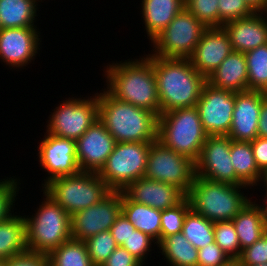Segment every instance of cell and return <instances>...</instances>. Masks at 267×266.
<instances>
[{"mask_svg":"<svg viewBox=\"0 0 267 266\" xmlns=\"http://www.w3.org/2000/svg\"><path fill=\"white\" fill-rule=\"evenodd\" d=\"M104 73L105 90L119 101L147 109L159 117L160 102L157 92L152 54L142 58L107 64Z\"/></svg>","mask_w":267,"mask_h":266,"instance_id":"6da1fadb","label":"cell"},{"mask_svg":"<svg viewBox=\"0 0 267 266\" xmlns=\"http://www.w3.org/2000/svg\"><path fill=\"white\" fill-rule=\"evenodd\" d=\"M152 64L160 102V114L198 103L207 78L190 59L163 58L152 55Z\"/></svg>","mask_w":267,"mask_h":266,"instance_id":"7a4b0ae2","label":"cell"},{"mask_svg":"<svg viewBox=\"0 0 267 266\" xmlns=\"http://www.w3.org/2000/svg\"><path fill=\"white\" fill-rule=\"evenodd\" d=\"M102 91L97 92L99 120L116 142L157 140V115L147 109L117 100L105 88Z\"/></svg>","mask_w":267,"mask_h":266,"instance_id":"3957f363","label":"cell"},{"mask_svg":"<svg viewBox=\"0 0 267 266\" xmlns=\"http://www.w3.org/2000/svg\"><path fill=\"white\" fill-rule=\"evenodd\" d=\"M247 188L251 190L247 185L213 182L195 176L187 197L191 208L211 222L229 221L252 199L241 192Z\"/></svg>","mask_w":267,"mask_h":266,"instance_id":"277c9868","label":"cell"},{"mask_svg":"<svg viewBox=\"0 0 267 266\" xmlns=\"http://www.w3.org/2000/svg\"><path fill=\"white\" fill-rule=\"evenodd\" d=\"M44 199L35 214L24 215L27 249L48 254L71 237V216L43 189ZM27 216V217H26Z\"/></svg>","mask_w":267,"mask_h":266,"instance_id":"5b68a950","label":"cell"},{"mask_svg":"<svg viewBox=\"0 0 267 266\" xmlns=\"http://www.w3.org/2000/svg\"><path fill=\"white\" fill-rule=\"evenodd\" d=\"M207 136L196 106L173 109L158 117L157 140L194 162Z\"/></svg>","mask_w":267,"mask_h":266,"instance_id":"8992f818","label":"cell"},{"mask_svg":"<svg viewBox=\"0 0 267 266\" xmlns=\"http://www.w3.org/2000/svg\"><path fill=\"white\" fill-rule=\"evenodd\" d=\"M42 189L70 216L99 203L111 192L98 173L87 171L56 178Z\"/></svg>","mask_w":267,"mask_h":266,"instance_id":"52a82bcc","label":"cell"},{"mask_svg":"<svg viewBox=\"0 0 267 266\" xmlns=\"http://www.w3.org/2000/svg\"><path fill=\"white\" fill-rule=\"evenodd\" d=\"M151 142H116L113 152L98 172L111 191H122L144 177Z\"/></svg>","mask_w":267,"mask_h":266,"instance_id":"ba28073f","label":"cell"},{"mask_svg":"<svg viewBox=\"0 0 267 266\" xmlns=\"http://www.w3.org/2000/svg\"><path fill=\"white\" fill-rule=\"evenodd\" d=\"M207 27L185 7L152 41V55L189 59Z\"/></svg>","mask_w":267,"mask_h":266,"instance_id":"9c48e42d","label":"cell"},{"mask_svg":"<svg viewBox=\"0 0 267 266\" xmlns=\"http://www.w3.org/2000/svg\"><path fill=\"white\" fill-rule=\"evenodd\" d=\"M195 176L194 161L158 140L151 142L144 177L173 185L187 196Z\"/></svg>","mask_w":267,"mask_h":266,"instance_id":"30bf717a","label":"cell"},{"mask_svg":"<svg viewBox=\"0 0 267 266\" xmlns=\"http://www.w3.org/2000/svg\"><path fill=\"white\" fill-rule=\"evenodd\" d=\"M49 115L46 132L77 141L99 119L97 93L90 98H68L60 101Z\"/></svg>","mask_w":267,"mask_h":266,"instance_id":"8fae6325","label":"cell"},{"mask_svg":"<svg viewBox=\"0 0 267 266\" xmlns=\"http://www.w3.org/2000/svg\"><path fill=\"white\" fill-rule=\"evenodd\" d=\"M230 158V138L227 135H208L195 162V174L213 182L245 185L236 176Z\"/></svg>","mask_w":267,"mask_h":266,"instance_id":"7c38bea8","label":"cell"},{"mask_svg":"<svg viewBox=\"0 0 267 266\" xmlns=\"http://www.w3.org/2000/svg\"><path fill=\"white\" fill-rule=\"evenodd\" d=\"M122 191H111L99 203L71 215V237L78 241L110 230L121 213Z\"/></svg>","mask_w":267,"mask_h":266,"instance_id":"4fadbf2b","label":"cell"},{"mask_svg":"<svg viewBox=\"0 0 267 266\" xmlns=\"http://www.w3.org/2000/svg\"><path fill=\"white\" fill-rule=\"evenodd\" d=\"M39 162L48 176L44 179V188L50 181L71 176L81 171L76 158V141L45 133L37 146Z\"/></svg>","mask_w":267,"mask_h":266,"instance_id":"5bb4252c","label":"cell"},{"mask_svg":"<svg viewBox=\"0 0 267 266\" xmlns=\"http://www.w3.org/2000/svg\"><path fill=\"white\" fill-rule=\"evenodd\" d=\"M235 92L206 83L196 104L202 126L208 135H227L232 124Z\"/></svg>","mask_w":267,"mask_h":266,"instance_id":"9a60e30c","label":"cell"},{"mask_svg":"<svg viewBox=\"0 0 267 266\" xmlns=\"http://www.w3.org/2000/svg\"><path fill=\"white\" fill-rule=\"evenodd\" d=\"M40 36L37 27L0 28V60L10 69H24L40 50Z\"/></svg>","mask_w":267,"mask_h":266,"instance_id":"2e32d148","label":"cell"},{"mask_svg":"<svg viewBox=\"0 0 267 266\" xmlns=\"http://www.w3.org/2000/svg\"><path fill=\"white\" fill-rule=\"evenodd\" d=\"M115 139L98 119L76 141V158L81 171L98 173L113 152Z\"/></svg>","mask_w":267,"mask_h":266,"instance_id":"e0dca14e","label":"cell"},{"mask_svg":"<svg viewBox=\"0 0 267 266\" xmlns=\"http://www.w3.org/2000/svg\"><path fill=\"white\" fill-rule=\"evenodd\" d=\"M262 91L235 93V106L228 137L233 141L252 142L258 137V121L263 100Z\"/></svg>","mask_w":267,"mask_h":266,"instance_id":"ac0fdd59","label":"cell"},{"mask_svg":"<svg viewBox=\"0 0 267 266\" xmlns=\"http://www.w3.org/2000/svg\"><path fill=\"white\" fill-rule=\"evenodd\" d=\"M233 51L228 33L222 27H207L192 56V66L208 78Z\"/></svg>","mask_w":267,"mask_h":266,"instance_id":"d6986e66","label":"cell"},{"mask_svg":"<svg viewBox=\"0 0 267 266\" xmlns=\"http://www.w3.org/2000/svg\"><path fill=\"white\" fill-rule=\"evenodd\" d=\"M122 192L131 201L159 210L171 208L185 197L175 186L146 177L131 182Z\"/></svg>","mask_w":267,"mask_h":266,"instance_id":"ffe728a7","label":"cell"},{"mask_svg":"<svg viewBox=\"0 0 267 266\" xmlns=\"http://www.w3.org/2000/svg\"><path fill=\"white\" fill-rule=\"evenodd\" d=\"M229 35L233 51L245 53L267 44V23L260 12L223 25Z\"/></svg>","mask_w":267,"mask_h":266,"instance_id":"44dd1931","label":"cell"},{"mask_svg":"<svg viewBox=\"0 0 267 266\" xmlns=\"http://www.w3.org/2000/svg\"><path fill=\"white\" fill-rule=\"evenodd\" d=\"M207 83L232 92L248 91V70L244 53L232 51L207 78Z\"/></svg>","mask_w":267,"mask_h":266,"instance_id":"7402d4cb","label":"cell"},{"mask_svg":"<svg viewBox=\"0 0 267 266\" xmlns=\"http://www.w3.org/2000/svg\"><path fill=\"white\" fill-rule=\"evenodd\" d=\"M252 199L232 219L242 250L252 246L267 232V212L265 205L256 204Z\"/></svg>","mask_w":267,"mask_h":266,"instance_id":"603a6c76","label":"cell"},{"mask_svg":"<svg viewBox=\"0 0 267 266\" xmlns=\"http://www.w3.org/2000/svg\"><path fill=\"white\" fill-rule=\"evenodd\" d=\"M141 14L149 41L153 40L185 7V0H142Z\"/></svg>","mask_w":267,"mask_h":266,"instance_id":"cb8c5ba5","label":"cell"},{"mask_svg":"<svg viewBox=\"0 0 267 266\" xmlns=\"http://www.w3.org/2000/svg\"><path fill=\"white\" fill-rule=\"evenodd\" d=\"M121 212L134 225L136 230L148 234L157 244L160 242L161 210L131 201L122 192Z\"/></svg>","mask_w":267,"mask_h":266,"instance_id":"d4e9b609","label":"cell"},{"mask_svg":"<svg viewBox=\"0 0 267 266\" xmlns=\"http://www.w3.org/2000/svg\"><path fill=\"white\" fill-rule=\"evenodd\" d=\"M24 216L11 215L0 222V260H7L27 252Z\"/></svg>","mask_w":267,"mask_h":266,"instance_id":"484cf974","label":"cell"},{"mask_svg":"<svg viewBox=\"0 0 267 266\" xmlns=\"http://www.w3.org/2000/svg\"><path fill=\"white\" fill-rule=\"evenodd\" d=\"M38 0H0V28L36 27Z\"/></svg>","mask_w":267,"mask_h":266,"instance_id":"4316f807","label":"cell"},{"mask_svg":"<svg viewBox=\"0 0 267 266\" xmlns=\"http://www.w3.org/2000/svg\"><path fill=\"white\" fill-rule=\"evenodd\" d=\"M230 156L236 176L250 188L257 187L262 173L256 166L251 142L230 139Z\"/></svg>","mask_w":267,"mask_h":266,"instance_id":"83f0119b","label":"cell"},{"mask_svg":"<svg viewBox=\"0 0 267 266\" xmlns=\"http://www.w3.org/2000/svg\"><path fill=\"white\" fill-rule=\"evenodd\" d=\"M157 248L170 266H197L198 249L182 233L165 237L157 244Z\"/></svg>","mask_w":267,"mask_h":266,"instance_id":"f1b7e54d","label":"cell"},{"mask_svg":"<svg viewBox=\"0 0 267 266\" xmlns=\"http://www.w3.org/2000/svg\"><path fill=\"white\" fill-rule=\"evenodd\" d=\"M48 266H94L84 241L70 239L47 254Z\"/></svg>","mask_w":267,"mask_h":266,"instance_id":"f546056e","label":"cell"},{"mask_svg":"<svg viewBox=\"0 0 267 266\" xmlns=\"http://www.w3.org/2000/svg\"><path fill=\"white\" fill-rule=\"evenodd\" d=\"M181 233L197 249L215 242L214 223L192 208L185 216Z\"/></svg>","mask_w":267,"mask_h":266,"instance_id":"4dcf8cb0","label":"cell"},{"mask_svg":"<svg viewBox=\"0 0 267 266\" xmlns=\"http://www.w3.org/2000/svg\"><path fill=\"white\" fill-rule=\"evenodd\" d=\"M244 54L248 70V90L263 91L267 87V44Z\"/></svg>","mask_w":267,"mask_h":266,"instance_id":"1f68e13d","label":"cell"},{"mask_svg":"<svg viewBox=\"0 0 267 266\" xmlns=\"http://www.w3.org/2000/svg\"><path fill=\"white\" fill-rule=\"evenodd\" d=\"M191 209V203L185 196L178 204L161 210L160 241L165 237L182 232L185 216Z\"/></svg>","mask_w":267,"mask_h":266,"instance_id":"d6a6232c","label":"cell"},{"mask_svg":"<svg viewBox=\"0 0 267 266\" xmlns=\"http://www.w3.org/2000/svg\"><path fill=\"white\" fill-rule=\"evenodd\" d=\"M215 243L235 262L241 255L239 238L232 220L214 222Z\"/></svg>","mask_w":267,"mask_h":266,"instance_id":"836d02e7","label":"cell"},{"mask_svg":"<svg viewBox=\"0 0 267 266\" xmlns=\"http://www.w3.org/2000/svg\"><path fill=\"white\" fill-rule=\"evenodd\" d=\"M94 266H102L118 247L109 230L102 231L84 241Z\"/></svg>","mask_w":267,"mask_h":266,"instance_id":"e575fe53","label":"cell"},{"mask_svg":"<svg viewBox=\"0 0 267 266\" xmlns=\"http://www.w3.org/2000/svg\"><path fill=\"white\" fill-rule=\"evenodd\" d=\"M185 8L206 27H219L218 0H185Z\"/></svg>","mask_w":267,"mask_h":266,"instance_id":"d590c367","label":"cell"},{"mask_svg":"<svg viewBox=\"0 0 267 266\" xmlns=\"http://www.w3.org/2000/svg\"><path fill=\"white\" fill-rule=\"evenodd\" d=\"M219 27L232 20L246 18L256 11L246 0H218Z\"/></svg>","mask_w":267,"mask_h":266,"instance_id":"8d00e7d4","label":"cell"},{"mask_svg":"<svg viewBox=\"0 0 267 266\" xmlns=\"http://www.w3.org/2000/svg\"><path fill=\"white\" fill-rule=\"evenodd\" d=\"M12 177L0 180V222L13 215V207H15V201L18 199L16 196L19 194L20 179L15 178V176Z\"/></svg>","mask_w":267,"mask_h":266,"instance_id":"74e56055","label":"cell"},{"mask_svg":"<svg viewBox=\"0 0 267 266\" xmlns=\"http://www.w3.org/2000/svg\"><path fill=\"white\" fill-rule=\"evenodd\" d=\"M152 243H154V246L157 245V242L148 234L135 230L121 247L145 265V259L149 256L148 253L153 251V249L151 250Z\"/></svg>","mask_w":267,"mask_h":266,"instance_id":"f35d334b","label":"cell"},{"mask_svg":"<svg viewBox=\"0 0 267 266\" xmlns=\"http://www.w3.org/2000/svg\"><path fill=\"white\" fill-rule=\"evenodd\" d=\"M235 263L237 266H255L267 263V232L252 246L242 250Z\"/></svg>","mask_w":267,"mask_h":266,"instance_id":"ab89813d","label":"cell"},{"mask_svg":"<svg viewBox=\"0 0 267 266\" xmlns=\"http://www.w3.org/2000/svg\"><path fill=\"white\" fill-rule=\"evenodd\" d=\"M233 263L215 242L198 249L197 266H230Z\"/></svg>","mask_w":267,"mask_h":266,"instance_id":"60d3db41","label":"cell"},{"mask_svg":"<svg viewBox=\"0 0 267 266\" xmlns=\"http://www.w3.org/2000/svg\"><path fill=\"white\" fill-rule=\"evenodd\" d=\"M6 266H48L47 254L27 251L5 260Z\"/></svg>","mask_w":267,"mask_h":266,"instance_id":"b9f144b4","label":"cell"},{"mask_svg":"<svg viewBox=\"0 0 267 266\" xmlns=\"http://www.w3.org/2000/svg\"><path fill=\"white\" fill-rule=\"evenodd\" d=\"M135 230L136 228L134 225L121 212L117 216L115 223L111 226L109 231L111 232V235L115 239L117 245L121 247Z\"/></svg>","mask_w":267,"mask_h":266,"instance_id":"7bdbcfd3","label":"cell"},{"mask_svg":"<svg viewBox=\"0 0 267 266\" xmlns=\"http://www.w3.org/2000/svg\"><path fill=\"white\" fill-rule=\"evenodd\" d=\"M102 266H143L126 249L118 246Z\"/></svg>","mask_w":267,"mask_h":266,"instance_id":"ee69618b","label":"cell"},{"mask_svg":"<svg viewBox=\"0 0 267 266\" xmlns=\"http://www.w3.org/2000/svg\"><path fill=\"white\" fill-rule=\"evenodd\" d=\"M251 147L256 166L262 173L267 169V138L256 137L251 142Z\"/></svg>","mask_w":267,"mask_h":266,"instance_id":"f6af8a7d","label":"cell"},{"mask_svg":"<svg viewBox=\"0 0 267 266\" xmlns=\"http://www.w3.org/2000/svg\"><path fill=\"white\" fill-rule=\"evenodd\" d=\"M258 137L267 138V97L263 100L258 121Z\"/></svg>","mask_w":267,"mask_h":266,"instance_id":"bcb514c9","label":"cell"},{"mask_svg":"<svg viewBox=\"0 0 267 266\" xmlns=\"http://www.w3.org/2000/svg\"><path fill=\"white\" fill-rule=\"evenodd\" d=\"M248 4L256 11L259 12L267 0H246Z\"/></svg>","mask_w":267,"mask_h":266,"instance_id":"7dc6e473","label":"cell"},{"mask_svg":"<svg viewBox=\"0 0 267 266\" xmlns=\"http://www.w3.org/2000/svg\"><path fill=\"white\" fill-rule=\"evenodd\" d=\"M262 181V182H261ZM261 183H259L258 186L261 187V185L264 186L265 190H266V193L264 194L265 197L264 198H267V169L265 171L262 172V176H261V180H260ZM263 183V184H262ZM261 184V185H260Z\"/></svg>","mask_w":267,"mask_h":266,"instance_id":"c3c4849f","label":"cell"},{"mask_svg":"<svg viewBox=\"0 0 267 266\" xmlns=\"http://www.w3.org/2000/svg\"><path fill=\"white\" fill-rule=\"evenodd\" d=\"M259 12L262 14L263 18L265 19V22L267 23V1L264 4V7Z\"/></svg>","mask_w":267,"mask_h":266,"instance_id":"681fc988","label":"cell"},{"mask_svg":"<svg viewBox=\"0 0 267 266\" xmlns=\"http://www.w3.org/2000/svg\"><path fill=\"white\" fill-rule=\"evenodd\" d=\"M0 266H6L5 260H0Z\"/></svg>","mask_w":267,"mask_h":266,"instance_id":"f907efd6","label":"cell"},{"mask_svg":"<svg viewBox=\"0 0 267 266\" xmlns=\"http://www.w3.org/2000/svg\"><path fill=\"white\" fill-rule=\"evenodd\" d=\"M264 202V204H265V208H266V212H267V198H264V200H263Z\"/></svg>","mask_w":267,"mask_h":266,"instance_id":"816d5d0a","label":"cell"},{"mask_svg":"<svg viewBox=\"0 0 267 266\" xmlns=\"http://www.w3.org/2000/svg\"><path fill=\"white\" fill-rule=\"evenodd\" d=\"M262 92L267 96V87Z\"/></svg>","mask_w":267,"mask_h":266,"instance_id":"f5cc1de1","label":"cell"},{"mask_svg":"<svg viewBox=\"0 0 267 266\" xmlns=\"http://www.w3.org/2000/svg\"><path fill=\"white\" fill-rule=\"evenodd\" d=\"M255 266H267V263H264V264H258V265H255Z\"/></svg>","mask_w":267,"mask_h":266,"instance_id":"db71d44e","label":"cell"},{"mask_svg":"<svg viewBox=\"0 0 267 266\" xmlns=\"http://www.w3.org/2000/svg\"><path fill=\"white\" fill-rule=\"evenodd\" d=\"M230 266H237V264L234 262L233 264H231Z\"/></svg>","mask_w":267,"mask_h":266,"instance_id":"11a10c76","label":"cell"}]
</instances>
